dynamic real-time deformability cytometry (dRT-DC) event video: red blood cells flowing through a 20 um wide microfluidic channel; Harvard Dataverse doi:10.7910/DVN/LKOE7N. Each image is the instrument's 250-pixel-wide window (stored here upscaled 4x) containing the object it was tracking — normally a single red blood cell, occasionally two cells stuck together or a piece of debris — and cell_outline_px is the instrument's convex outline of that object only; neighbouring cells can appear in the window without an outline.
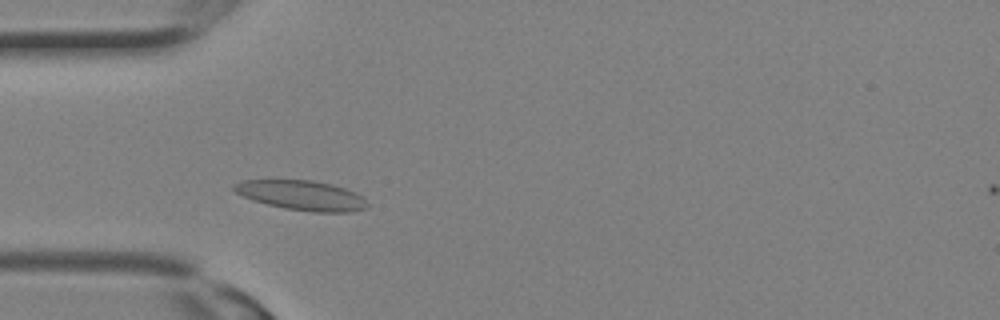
{"species": "Egyptian fruit bat (a non-hibernating species)", "species_latin": "Rousettus aegyptiacus", "temperature_condition": "room temperature", "stored_images_in_passage": 7, "camera_frame_rate_fps": 3000, "um_per_image_px": 0.085, "animal": {"sex": "female"}, "frame": {"image": 1, "passage_image": 6, "time_ms": 1.667, "image_size_px": [1000, 320], "cell_outline_px": [[368, 208], [352, 212], [312, 212], [284, 208], [252, 200], [236, 192], [232, 188], [232, 184], [244, 180], [312, 180], [332, 184], [356, 192], [368, 204]], "centroid_in_image_um": [25.65, 16.6], "position_along_channel_um": 59.3, "area_um2": 23.06}}